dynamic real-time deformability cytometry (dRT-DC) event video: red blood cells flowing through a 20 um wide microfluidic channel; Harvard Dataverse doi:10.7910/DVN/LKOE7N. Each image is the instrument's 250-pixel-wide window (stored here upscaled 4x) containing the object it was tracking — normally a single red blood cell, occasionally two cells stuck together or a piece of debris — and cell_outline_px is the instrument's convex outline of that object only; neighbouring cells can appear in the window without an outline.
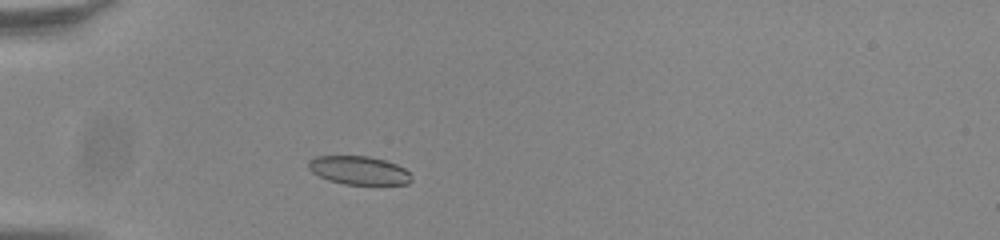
{"species": "common noctule bat (a hibernating species)", "species_latin": "Nyctalus noctula", "temperature_condition": "room temperature", "stored_images_in_passage": 43, "camera_frame_rate_fps": 3000, "um_per_image_px": 0.085, "animal": {"sex": "male", "body_mass_g": 20.0, "forearm_length_mm": 53.3}, "frame": {"image": 1, "passage_image": 6, "time_ms": 1.667, "image_size_px": [1000, 240], "cell_outline_px": [[412, 180], [408, 184], [344, 184], [328, 180], [312, 172], [308, 168], [308, 160], [316, 156], [368, 156], [384, 160], [396, 164], [404, 168], [412, 176]], "centroid_in_image_um": [30.5, 14.48], "position_along_channel_um": 54.5, "area_um2": 17.05}}
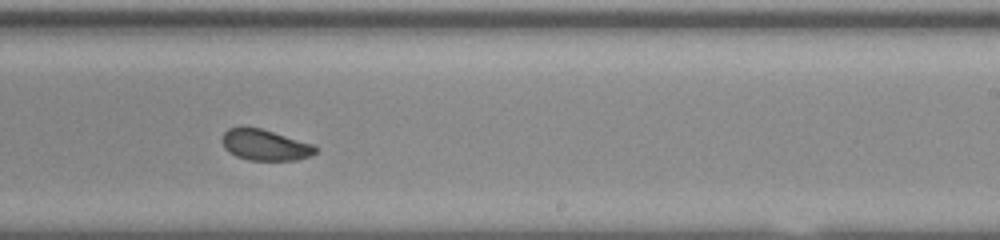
{"frame": {"image": 2, "passage_image": 24, "time_ms": 7.667, "image_size_px": [1000, 240], "cell_outline_px": [[316, 152], [308, 156], [296, 160], [248, 160], [236, 156], [228, 152], [224, 148], [224, 132], [228, 128], [260, 128], [312, 144], [316, 148]], "centroid_in_image_um": [22.51, 12.34], "position_along_channel_um": 266.5, "area_um2": 16.36}}
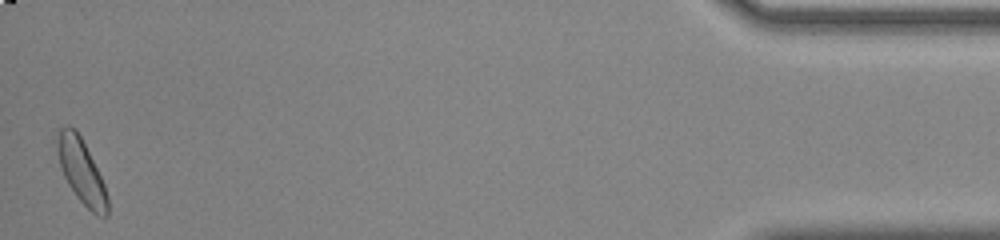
{"frame": {"image": 3, "passage_image": 43, "time_ms": 14.0, "image_size_px": [1000, 240], "cell_outline_px": [[108, 216], [96, 216], [76, 196], [68, 184], [60, 168], [56, 148], [60, 128], [64, 124], [68, 124], [76, 128], [104, 184], [108, 196]], "centroid_in_image_um": [6.9, 14.55], "position_along_channel_um": 428.3, "area_um2": 18.67}, "authors_computed_cell_mechanics": {"area_um2": 17.34, "velocity_mm_per_s": 3.8038, "shape_relaxation_time_tau1_ms": 3.3156, "shape_relaxation_time_tau2_ms": 1.5716, "deformation_change_tau1": 0.0881, "deformation_change_tau2": 0.0597}}